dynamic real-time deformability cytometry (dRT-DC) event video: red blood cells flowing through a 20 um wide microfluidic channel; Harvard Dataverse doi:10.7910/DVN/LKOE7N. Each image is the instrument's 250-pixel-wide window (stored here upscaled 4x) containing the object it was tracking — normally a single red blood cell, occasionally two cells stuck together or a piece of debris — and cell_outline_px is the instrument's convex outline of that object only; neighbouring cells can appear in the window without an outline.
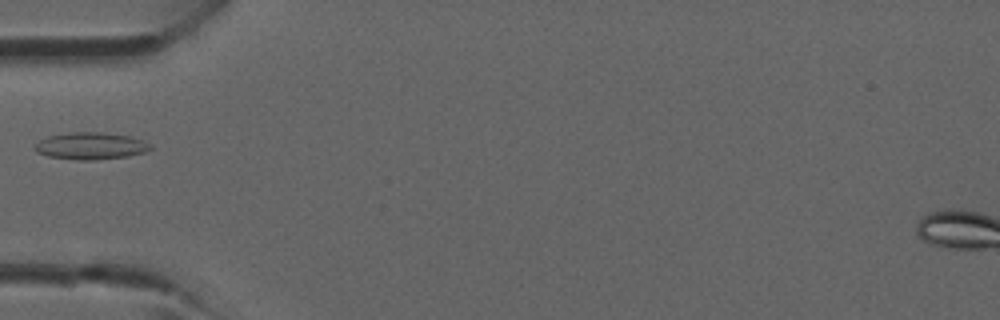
{"species": "common noctule bat (a hibernating species)", "species_latin": "Nyctalus noctula", "temperature_condition": "room temperature", "stored_images_in_passage": 1, "camera_frame_rate_fps": 3000, "um_per_image_px": 0.085, "animal": {"sex": "male", "forearm_length_mm": 52.5}, "frame": {"image": 1, "passage_image": 1, "time_ms": 0.0, "image_size_px": [1000, 320], "cell_outline_px": [[152, 148], [144, 152], [128, 156], [92, 160], [76, 160], [48, 156], [36, 152], [32, 148], [40, 140], [48, 136], [68, 132], [100, 132], [128, 136], [152, 144]], "centroid_in_image_um": [7.67, 12.4], "position_along_channel_um": 77.3, "area_um2": 18.15}}